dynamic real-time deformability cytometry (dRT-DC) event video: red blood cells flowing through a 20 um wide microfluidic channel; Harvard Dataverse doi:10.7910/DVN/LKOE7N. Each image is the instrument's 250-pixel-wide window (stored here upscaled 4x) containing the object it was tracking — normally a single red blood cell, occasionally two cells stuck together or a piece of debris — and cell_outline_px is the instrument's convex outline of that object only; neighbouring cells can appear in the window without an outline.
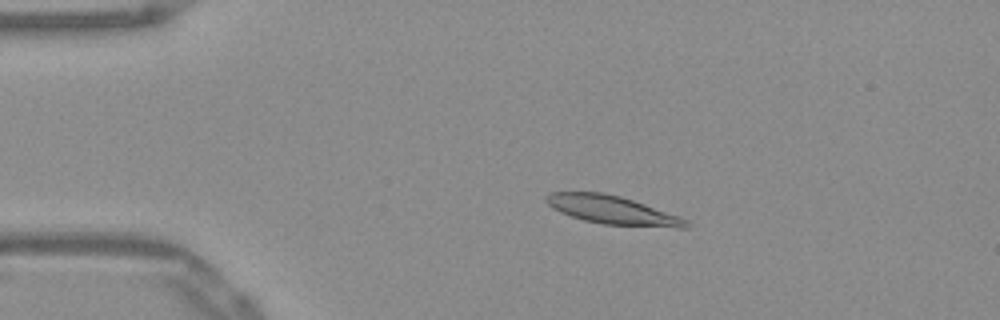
{"species": "Egyptian fruit bat (a non-hibernating species)", "species_latin": "Rousettus aegyptiacus", "temperature_condition": "warm", "stored_images_in_passage": 53, "camera_frame_rate_fps": 3000, "um_per_image_px": 0.085, "frame": {"image": 1, "passage_image": 11, "time_ms": 3.333, "image_size_px": [1000, 320], "cell_outline_px": [[692, 224], [688, 228], [680, 228], [600, 224], [584, 220], [560, 212], [552, 208], [544, 200], [544, 196], [552, 192], [604, 192], [620, 196], [644, 204], [688, 220]], "centroid_in_image_um": [52.04, 17.86], "position_along_channel_um": 33.0, "area_um2": 23.12}}
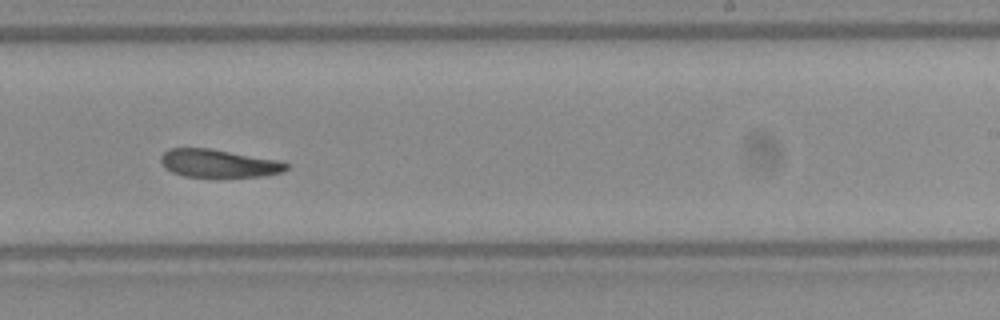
{"frame": {"image": 2, "passage_image": 33, "time_ms": 10.667, "image_size_px": [1000, 320], "cell_outline_px": [[288, 168], [280, 172], [264, 176], [184, 176], [172, 172], [160, 160], [160, 156], [168, 148], [208, 148], [284, 160], [288, 164]], "centroid_in_image_um": [18.63, 13.86], "position_along_channel_um": 270.4, "area_um2": 20.35}}
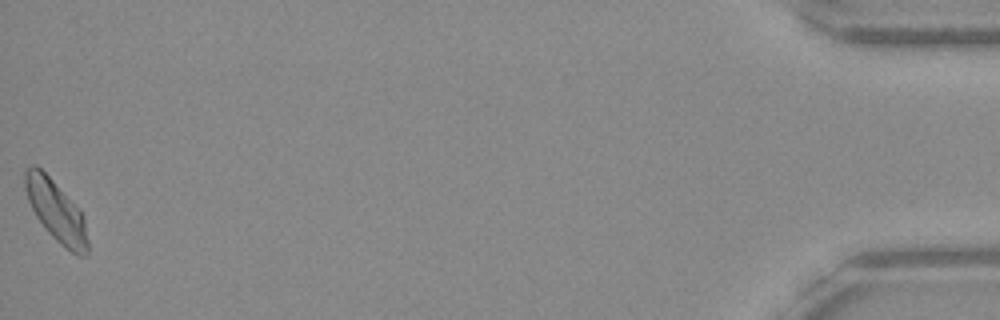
{"frame": {"image": 3, "passage_image": 53, "time_ms": 17.333, "image_size_px": [1000, 320], "cell_outline_px": [[88, 252], [84, 256], [76, 256], [60, 244], [44, 228], [36, 216], [28, 200], [24, 188], [24, 172], [32, 164], [36, 164], [52, 180], [80, 212], [84, 220], [88, 240]], "centroid_in_image_um": [4.74, 17.97], "position_along_channel_um": 430.5, "area_um2": 21.91}, "authors_computed_cell_mechanics": {"area_um2": 22.0218, "velocity_mm_per_s": 3.86, "shape_relaxation_time_tau1_ms": null, "shape_relaxation_time_tau2_ms": 7.4299, "deformation_change_tau1": null, "deformation_change_tau2": 0.1694}}